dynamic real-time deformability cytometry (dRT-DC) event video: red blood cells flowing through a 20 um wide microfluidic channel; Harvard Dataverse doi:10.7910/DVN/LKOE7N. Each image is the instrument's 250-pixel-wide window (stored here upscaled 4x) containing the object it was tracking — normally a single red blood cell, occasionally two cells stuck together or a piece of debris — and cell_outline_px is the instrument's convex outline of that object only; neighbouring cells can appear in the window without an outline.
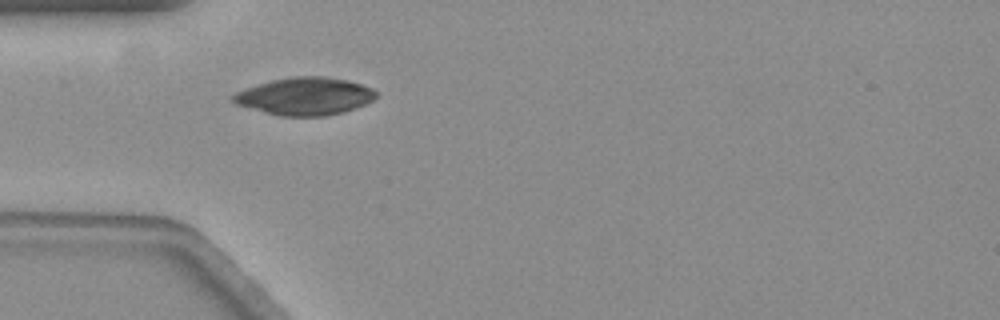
{"species": "common noctule bat (a hibernating species)", "species_latin": "Nyctalus noctula", "temperature_condition": "warm", "stored_images_in_passage": 42, "camera_frame_rate_fps": 3000, "um_per_image_px": 0.085, "animal": {"sex": "female", "body_mass_g": 19.3, "forearm_length_mm": 54.1}, "frame": {"image": 1, "passage_image": 1, "time_ms": 0.0, "image_size_px": [1000, 320], "cell_outline_px": [[376, 96], [372, 100], [356, 108], [344, 112], [324, 116], [280, 116], [264, 112], [236, 104], [232, 100], [232, 96], [236, 92], [244, 88], [272, 80], [292, 76], [324, 76], [348, 80], [372, 88], [376, 92]], "centroid_in_image_um": [25.91, 8.18], "position_along_channel_um": 59.1, "area_um2": 31.27}}
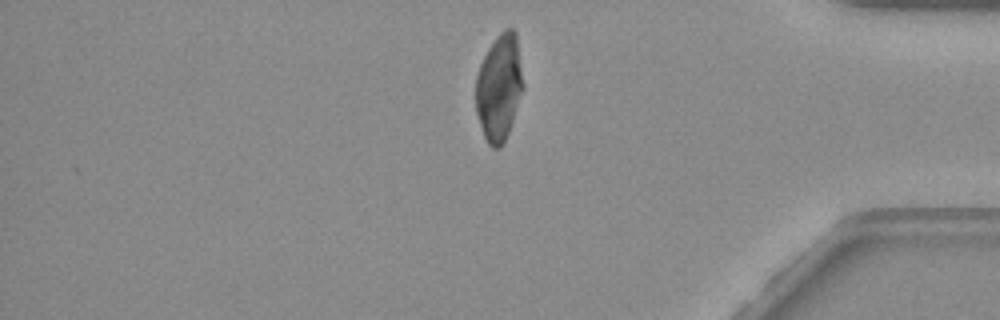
{"frame": {"image": 2, "passage_image": 32, "time_ms": 10.333, "image_size_px": [1000, 320], "cell_outline_px": [[524, 88], [508, 132], [500, 148], [492, 148], [488, 144], [484, 136], [476, 112], [476, 76], [480, 64], [488, 48], [496, 36], [504, 28], [512, 28], [516, 32], [524, 84]], "centroid_in_image_um": [42.43, 7.41], "position_along_channel_um": 392.8, "area_um2": 29.42}}
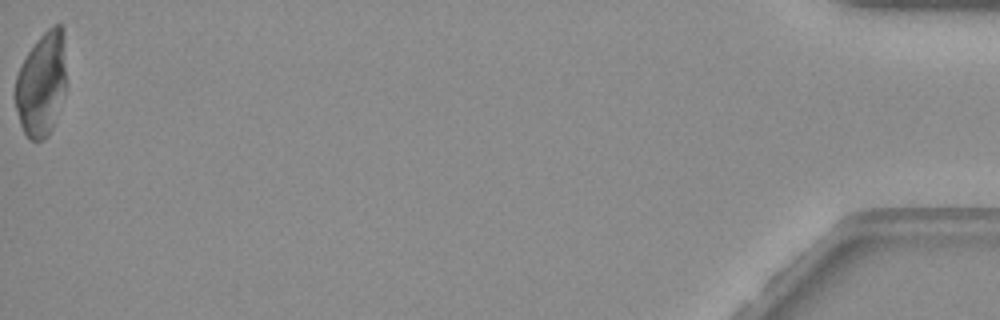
{"frame": {"image": 3, "passage_image": 42, "time_ms": 13.667, "image_size_px": [1000, 320], "cell_outline_px": [[64, 92], [56, 120], [48, 136], [44, 140], [28, 140], [20, 124], [12, 96], [16, 76], [20, 64], [36, 40], [52, 24], [60, 24], [64, 28]], "centroid_in_image_um": [3.48, 7.16], "position_along_channel_um": 431.7, "area_um2": 31.33}}